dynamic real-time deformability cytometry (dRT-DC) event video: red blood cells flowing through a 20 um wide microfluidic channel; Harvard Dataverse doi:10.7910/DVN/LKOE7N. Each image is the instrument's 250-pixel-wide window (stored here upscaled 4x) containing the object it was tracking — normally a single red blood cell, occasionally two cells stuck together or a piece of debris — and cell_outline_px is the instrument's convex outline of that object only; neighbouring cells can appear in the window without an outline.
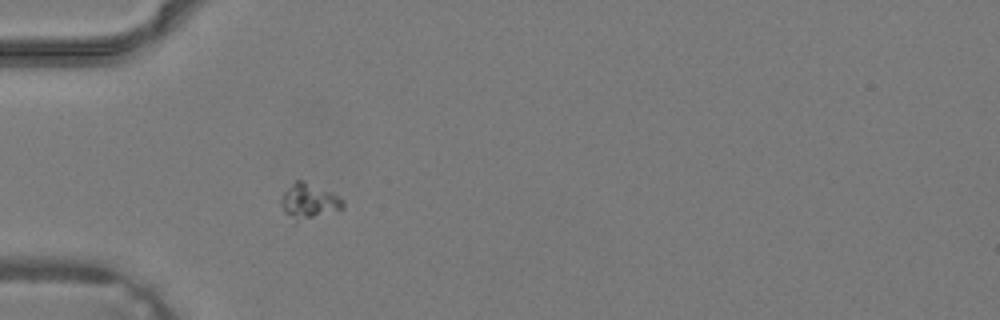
{"species": "common noctule bat (a hibernating species)", "species_latin": "Nyctalus noctula", "temperature_condition": "warm", "stored_images_in_passage": 34, "camera_frame_rate_fps": 3000, "um_per_image_px": 0.085, "animal": {"sex": "male", "body_mass_g": 19.2, "forearm_length_mm": 51.8}, "frame": {"image": 1, "passage_image": 9, "time_ms": 2.667, "image_size_px": [1000, 320], "cell_outline_px": [[344, 208], [340, 212], [292, 224], [284, 212], [280, 200], [284, 192], [296, 180], [300, 180], [332, 192], [340, 196], [344, 200]], "centroid_in_image_um": [26.3, 17.19], "position_along_channel_um": 58.7, "area_um2": 13.29}}
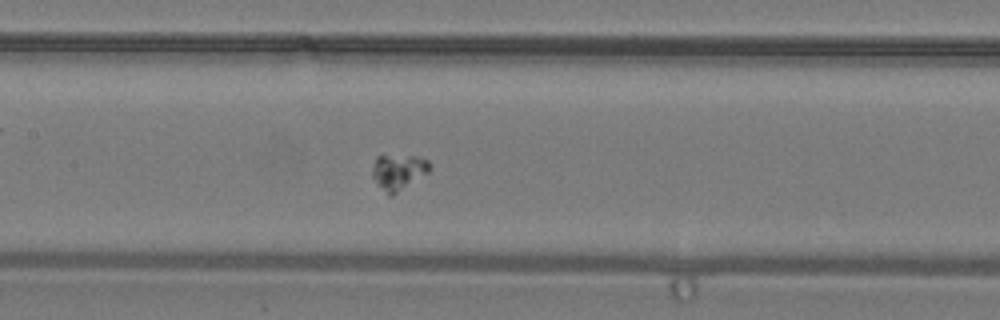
{"frame": {"image": 2, "passage_image": 16, "time_ms": 5.0, "image_size_px": [1000, 320], "cell_outline_px": [[432, 168], [428, 172], [392, 196], [388, 196], [372, 176], [372, 168], [376, 156], [416, 156], [428, 160], [432, 164]], "centroid_in_image_um": [33.88, 14.61], "position_along_channel_um": 173.5, "area_um2": 11.79}}
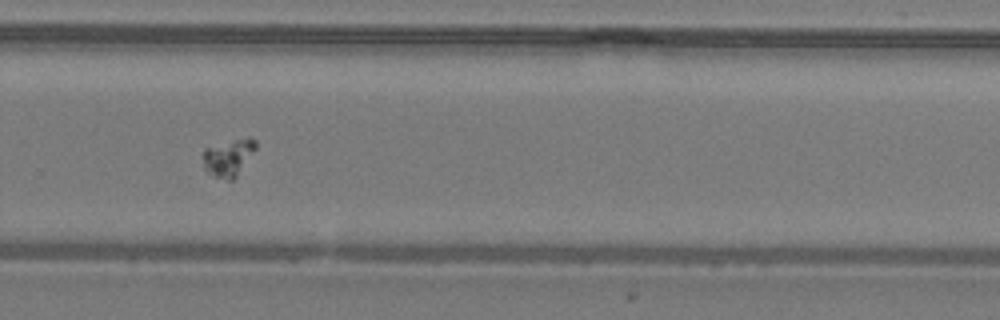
{"frame": {"image": 3, "passage_image": 24, "time_ms": 7.667, "image_size_px": [1000, 320], "cell_outline_px": [[256, 148], [236, 176], [232, 180], [228, 180], [216, 176], [208, 172], [204, 168], [204, 148], [236, 140], [256, 140]], "centroid_in_image_um": [19.4, 13.42], "position_along_channel_um": 310.4, "area_um2": 10.64}}